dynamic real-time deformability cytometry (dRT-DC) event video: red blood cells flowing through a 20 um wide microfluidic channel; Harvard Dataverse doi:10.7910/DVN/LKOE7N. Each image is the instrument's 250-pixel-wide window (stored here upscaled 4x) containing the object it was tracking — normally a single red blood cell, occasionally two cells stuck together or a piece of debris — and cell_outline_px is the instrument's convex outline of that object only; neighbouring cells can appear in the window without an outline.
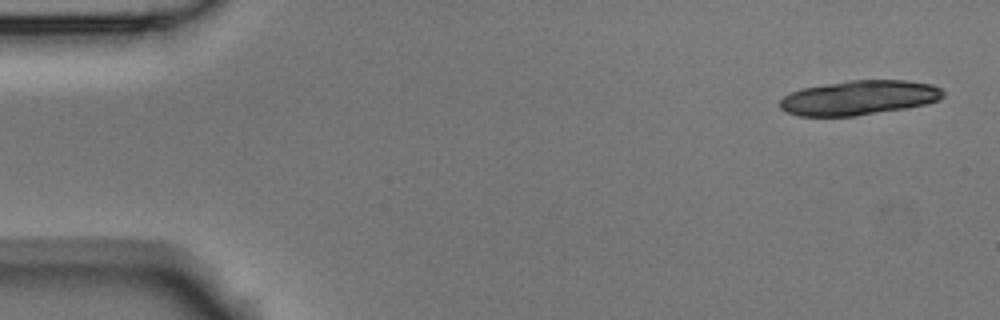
{"species": "Egyptian fruit bat (a non-hibernating species)", "species_latin": "Rousettus aegyptiacus", "temperature_condition": "room temperature", "stored_images_in_passage": 7, "camera_frame_rate_fps": 3000, "um_per_image_px": 0.085, "animal": {"sex": "male"}, "frame": {"image": 1, "passage_image": 1, "time_ms": 0.0, "image_size_px": [1000, 320], "cell_outline_px": [[944, 96], [940, 100], [928, 104], [908, 108], [856, 116], [800, 116], [788, 112], [780, 108], [780, 100], [784, 96], [800, 88], [848, 80], [904, 80], [932, 84], [940, 88], [944, 92]], "centroid_in_image_um": [73.05, 8.3], "position_along_channel_um": 11.9, "area_um2": 33.12}}
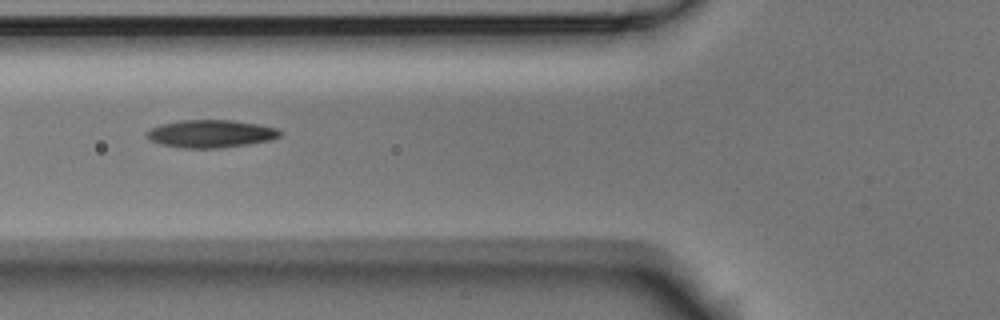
{"frame": {"image": 2, "passage_image": 6, "time_ms": 1.667, "image_size_px": [1000, 320], "cell_outline_px": [[284, 132], [280, 136], [272, 140], [248, 144], [220, 148], [184, 148], [164, 144], [148, 140], [148, 132], [152, 128], [160, 124], [180, 120], [232, 120], [260, 124], [276, 128]], "centroid_in_image_um": [17.98, 11.36], "position_along_channel_um": 107.8, "area_um2": 21.5}}
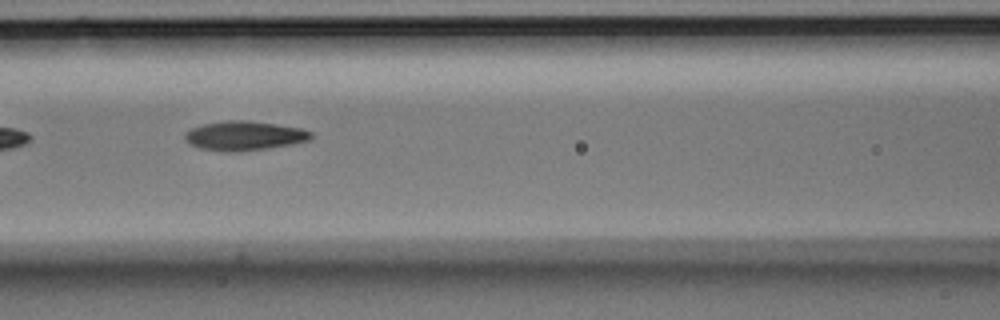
{"frame": {"image": 3, "passage_image": 7, "time_ms": 2.0, "image_size_px": [1000, 320], "cell_outline_px": [[312, 136], [308, 140], [292, 144], [268, 148], [240, 152], [224, 152], [200, 148], [188, 144], [184, 140], [184, 132], [192, 128], [204, 124], [228, 120], [248, 120], [276, 124], [300, 128], [312, 132]], "centroid_in_image_um": [20.72, 11.55], "position_along_channel_um": 145.9, "area_um2": 21.68}}